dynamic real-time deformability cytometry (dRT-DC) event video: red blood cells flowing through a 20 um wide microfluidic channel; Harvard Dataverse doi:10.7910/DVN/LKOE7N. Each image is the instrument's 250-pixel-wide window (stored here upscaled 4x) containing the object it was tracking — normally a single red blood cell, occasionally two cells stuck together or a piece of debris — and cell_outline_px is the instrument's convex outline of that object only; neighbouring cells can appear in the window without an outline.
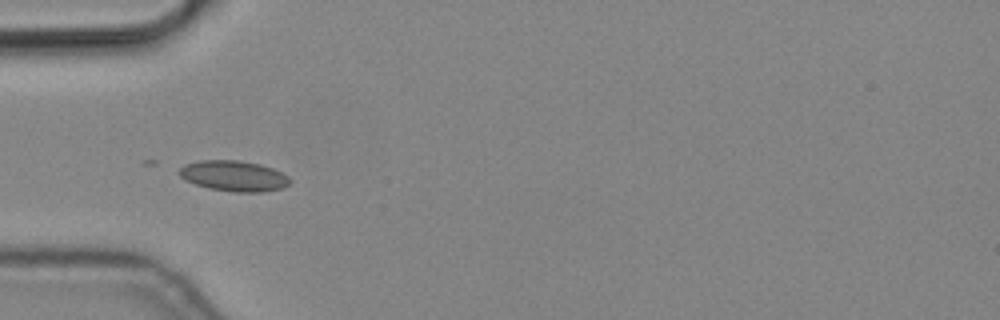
{"species": "common noctule bat (a hibernating species)", "species_latin": "Nyctalus noctula", "temperature_condition": "cold", "stored_images_in_passage": 10, "camera_frame_rate_fps": 3000, "um_per_image_px": 0.085, "animal": {"sex": "male", "body_mass_g": 19.2, "forearm_length_mm": 51.8}, "frame": {"image": 1, "passage_image": 5, "time_ms": 1.333, "image_size_px": [1000, 320], "cell_outline_px": [[292, 184], [284, 188], [260, 192], [232, 192], [208, 188], [184, 180], [180, 176], [180, 168], [184, 164], [200, 160], [240, 160], [260, 164], [272, 168], [288, 176], [292, 180]], "centroid_in_image_um": [19.91, 14.96], "position_along_channel_um": 65.1, "area_um2": 19.94}}
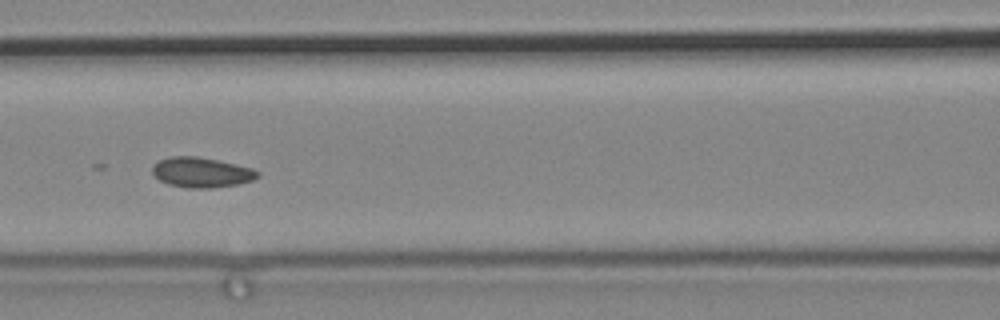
{"frame": {"image": 2, "passage_image": 7, "time_ms": 2.0, "image_size_px": [1000, 320], "cell_outline_px": [[260, 176], [252, 180], [236, 184], [212, 188], [188, 188], [168, 184], [160, 180], [152, 172], [152, 164], [160, 160], [172, 156], [196, 156], [216, 160], [252, 168], [260, 172]], "centroid_in_image_um": [17.11, 14.65], "position_along_channel_um": 149.5, "area_um2": 18.32}}
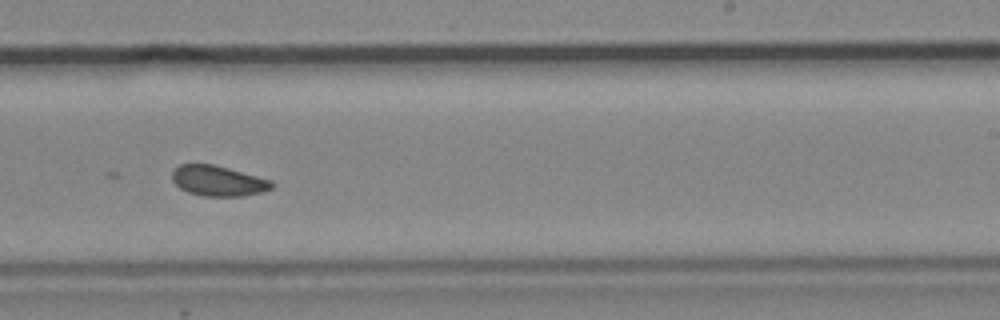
{"frame": {"image": 3, "passage_image": 10, "time_ms": 3.0, "image_size_px": [1000, 320], "cell_outline_px": [[276, 184], [272, 188], [264, 192], [244, 196], [204, 196], [188, 192], [180, 188], [172, 180], [172, 172], [180, 164], [212, 164], [228, 168], [272, 180]], "centroid_in_image_um": [18.58, 15.38], "position_along_channel_um": 270.4, "area_um2": 17.69}}